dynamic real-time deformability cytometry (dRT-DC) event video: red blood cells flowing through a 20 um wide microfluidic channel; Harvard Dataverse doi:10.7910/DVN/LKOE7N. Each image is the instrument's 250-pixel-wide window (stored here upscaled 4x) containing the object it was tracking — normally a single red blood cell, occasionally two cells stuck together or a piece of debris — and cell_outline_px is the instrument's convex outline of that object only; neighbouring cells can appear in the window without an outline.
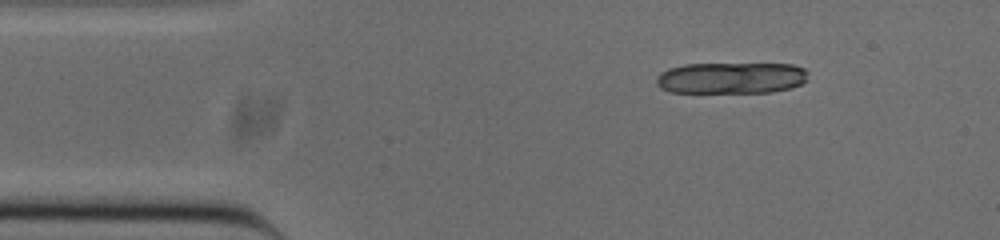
{"species": "common noctule bat (a hibernating species)", "species_latin": "Nyctalus noctula", "temperature_condition": "cold", "stored_images_in_passage": 10, "camera_frame_rate_fps": 3000, "um_per_image_px": 0.085, "animal": {"sex": "male", "body_mass_g": 20.0, "forearm_length_mm": 53.3}, "frame": {"image": 1, "passage_image": 1, "time_ms": 0.0, "image_size_px": [1000, 240], "cell_outline_px": [[808, 80], [792, 88], [772, 92], [672, 92], [660, 88], [656, 84], [656, 76], [660, 72], [668, 68], [684, 64], [792, 64], [804, 68], [808, 72]], "centroid_in_image_um": [62.16, 6.62], "position_along_channel_um": 22.8, "area_um2": 27.98}}